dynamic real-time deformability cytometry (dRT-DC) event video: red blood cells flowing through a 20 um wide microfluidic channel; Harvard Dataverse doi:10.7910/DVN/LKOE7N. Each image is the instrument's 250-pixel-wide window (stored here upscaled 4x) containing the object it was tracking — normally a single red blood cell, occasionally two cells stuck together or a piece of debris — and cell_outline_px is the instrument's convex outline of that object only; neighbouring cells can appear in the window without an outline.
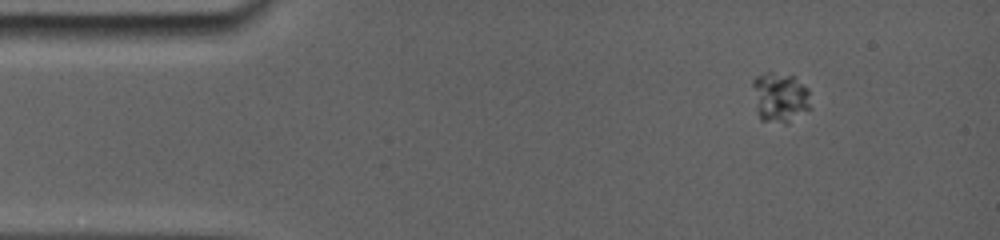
{"species": "common noctule bat (a hibernating species)", "species_latin": "Nyctalus noctula", "temperature_condition": "room temperature", "stored_images_in_passage": 26, "camera_frame_rate_fps": 5000, "um_per_image_px": 0.085, "animal": {"sex": "female", "body_mass_g": 19.0, "forearm_length_mm": 56.7}, "frame": {"image": 1, "passage_image": 1, "time_ms": 0.0, "image_size_px": [1000, 240], "cell_outline_px": [[808, 108], [784, 120], [760, 120], [752, 84], [752, 80], [756, 76], [768, 72], [772, 72], [796, 76], [808, 88]], "centroid_in_image_um": [66.25, 8.15], "position_along_channel_um": 18.8, "area_um2": 15.78}}
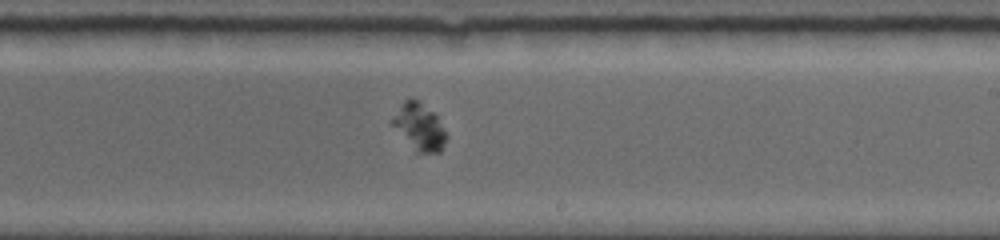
{"frame": {"image": 2, "passage_image": 15, "time_ms": 8.2, "image_size_px": [1000, 240], "cell_outline_px": [[448, 136], [440, 152], [416, 152], [388, 124], [388, 120], [400, 104], [404, 100], [412, 96], [432, 112], [436, 116]], "centroid_in_image_um": [35.55, 10.76], "position_along_channel_um": 253.4, "area_um2": 15.03}}
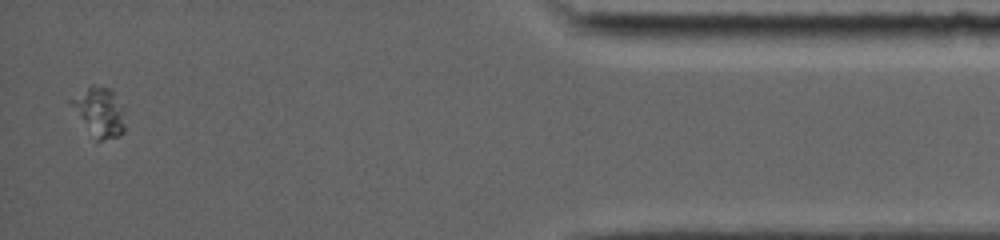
{"frame": {"image": 3, "passage_image": 26, "time_ms": 14.2, "image_size_px": [1000, 240], "cell_outline_px": [[124, 132], [120, 136], [100, 140], [96, 140], [68, 100], [92, 84], [112, 88], [124, 108]], "centroid_in_image_um": [8.51, 9.47], "position_along_channel_um": 426.7, "area_um2": 15.26}}